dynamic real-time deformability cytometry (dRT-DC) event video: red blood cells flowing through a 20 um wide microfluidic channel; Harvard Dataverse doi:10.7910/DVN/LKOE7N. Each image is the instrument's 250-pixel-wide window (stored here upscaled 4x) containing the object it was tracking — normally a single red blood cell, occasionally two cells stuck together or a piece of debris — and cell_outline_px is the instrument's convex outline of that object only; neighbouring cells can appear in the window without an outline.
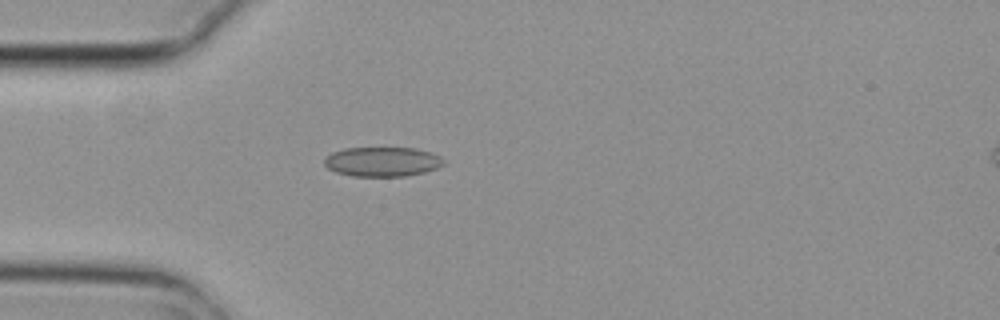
{"species": "common noctule bat (a hibernating species)", "species_latin": "Nyctalus noctula", "temperature_condition": "cold", "stored_images_in_passage": 5, "camera_frame_rate_fps": 3000, "um_per_image_px": 0.085, "animal": {"sex": "female", "body_mass_g": 29.2, "forearm_length_mm": 56.3}, "frame": {"image": 1, "passage_image": 5, "time_ms": 1.333, "image_size_px": [1000, 320], "cell_outline_px": [[444, 164], [436, 168], [424, 172], [408, 176], [352, 176], [336, 172], [328, 168], [324, 164], [324, 156], [332, 152], [344, 148], [416, 148], [440, 156], [444, 160]], "centroid_in_image_um": [32.47, 13.74], "position_along_channel_um": 52.5, "area_um2": 20.58}}